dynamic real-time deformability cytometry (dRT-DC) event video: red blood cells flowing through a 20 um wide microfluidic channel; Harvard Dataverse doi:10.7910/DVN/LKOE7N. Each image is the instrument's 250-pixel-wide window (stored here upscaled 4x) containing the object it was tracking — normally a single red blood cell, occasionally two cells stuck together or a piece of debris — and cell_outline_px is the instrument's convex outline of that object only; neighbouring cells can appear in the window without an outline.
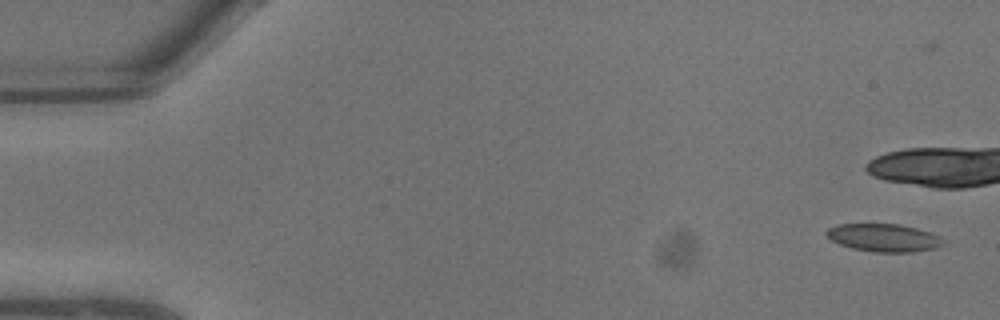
{"species": "common noctule bat (a hibernating species)", "species_latin": "Nyctalus noctula", "temperature_condition": "warm", "stored_images_in_passage": 13, "camera_frame_rate_fps": 3000, "um_per_image_px": 0.085, "animal": {"sex": "male", "body_mass_g": 13.3}, "frame": {"image": 1, "passage_image": 2, "time_ms": 0.333, "image_size_px": [1000, 320], "cell_outline_px": [[944, 244], [936, 248], [912, 252], [876, 252], [852, 248], [840, 244], [832, 240], [824, 232], [828, 228], [836, 224], [900, 224], [932, 232], [940, 236], [944, 240]], "centroid_in_image_um": [75.15, 20.2], "position_along_channel_um": 9.9, "area_um2": 19.02}}